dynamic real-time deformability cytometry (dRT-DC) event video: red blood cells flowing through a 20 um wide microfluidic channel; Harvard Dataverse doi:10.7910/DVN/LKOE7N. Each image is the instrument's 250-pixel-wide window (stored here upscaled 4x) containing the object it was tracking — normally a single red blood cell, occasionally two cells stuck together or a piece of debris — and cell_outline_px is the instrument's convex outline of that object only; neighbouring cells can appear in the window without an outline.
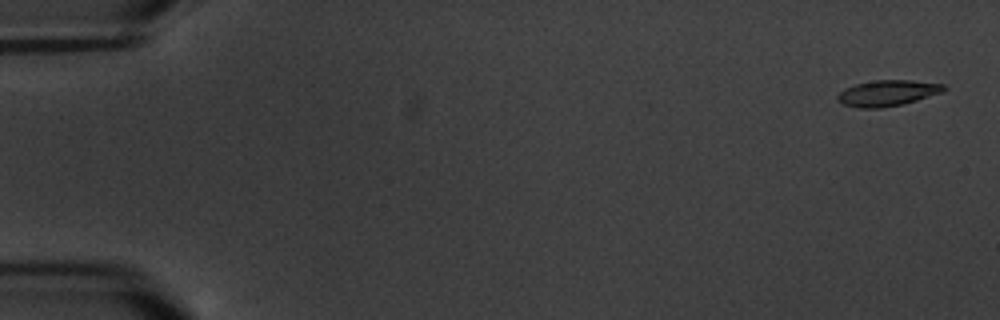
{"species": "common noctule bat (a hibernating species)", "species_latin": "Nyctalus noctula", "temperature_condition": "warm", "stored_images_in_passage": 6, "camera_frame_rate_fps": 3000, "um_per_image_px": 0.085, "animal": {"sex": "male", "body_mass_g": 20.1, "forearm_length_mm": 53.5}, "frame": {"image": 1, "passage_image": 1, "time_ms": 0.0, "image_size_px": [1000, 320], "cell_outline_px": [[948, 88], [944, 92], [904, 104], [880, 108], [860, 108], [844, 104], [836, 96], [844, 88], [856, 84], [876, 80], [912, 80], [944, 84]], "centroid_in_image_um": [75.5, 7.9], "position_along_channel_um": 9.5, "area_um2": 16.07}}